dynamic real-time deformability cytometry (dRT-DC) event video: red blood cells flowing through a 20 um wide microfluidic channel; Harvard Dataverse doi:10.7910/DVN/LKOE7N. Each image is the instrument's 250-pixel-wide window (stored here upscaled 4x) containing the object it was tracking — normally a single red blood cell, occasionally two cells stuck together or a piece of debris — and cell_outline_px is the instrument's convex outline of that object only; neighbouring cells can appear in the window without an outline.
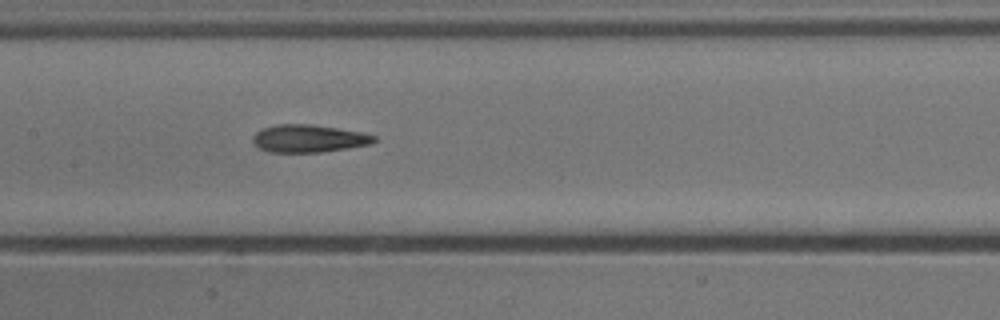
{"species": "common noctule bat (a hibernating species)", "species_latin": "Nyctalus noctula", "temperature_condition": "cold", "stored_images_in_passage": 7, "camera_frame_rate_fps": 3000, "um_per_image_px": 0.085, "animal": {"sex": "male", "body_mass_g": 13.3}, "frame": {"image": 1, "passage_image": 7, "time_ms": 2.0, "image_size_px": [1000, 320], "cell_outline_px": [[376, 140], [372, 144], [348, 148], [320, 152], [268, 152], [252, 144], [252, 136], [256, 132], [264, 128], [276, 124], [308, 124], [336, 128], [360, 132], [376, 136]], "centroid_in_image_um": [26.21, 11.78], "position_along_channel_um": 181.2, "area_um2": 19.48}}